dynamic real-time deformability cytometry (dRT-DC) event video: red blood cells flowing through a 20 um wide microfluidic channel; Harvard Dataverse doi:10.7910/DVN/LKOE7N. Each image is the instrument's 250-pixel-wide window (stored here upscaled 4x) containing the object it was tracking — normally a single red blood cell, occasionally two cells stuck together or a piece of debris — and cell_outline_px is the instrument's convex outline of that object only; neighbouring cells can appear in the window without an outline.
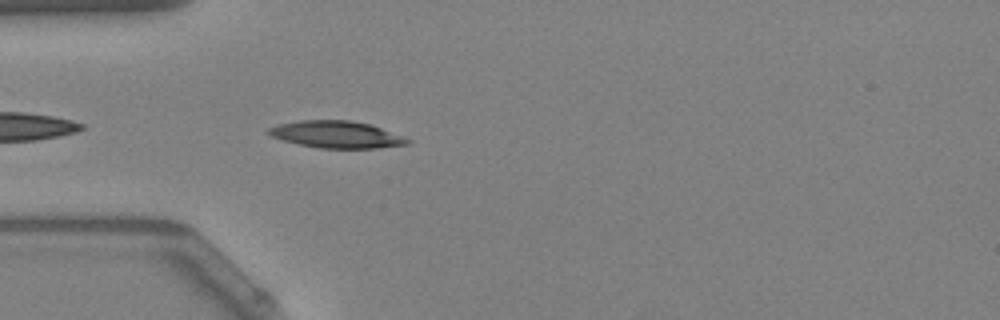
{"species": "Egyptian fruit bat (a non-hibernating species)", "species_latin": "Rousettus aegyptiacus", "temperature_condition": "warm", "stored_images_in_passage": 6, "camera_frame_rate_fps": 3000, "um_per_image_px": 0.085, "animal": {"sex": "female"}, "frame": {"image": 1, "passage_image": 3, "time_ms": 0.667, "image_size_px": [1000, 320], "cell_outline_px": [[412, 140], [408, 144], [376, 148], [320, 148], [300, 144], [284, 140], [272, 136], [268, 132], [268, 128], [276, 124], [300, 120], [348, 120], [372, 124]], "centroid_in_image_um": [28.61, 11.42], "position_along_channel_um": 56.4, "area_um2": 21.73}}